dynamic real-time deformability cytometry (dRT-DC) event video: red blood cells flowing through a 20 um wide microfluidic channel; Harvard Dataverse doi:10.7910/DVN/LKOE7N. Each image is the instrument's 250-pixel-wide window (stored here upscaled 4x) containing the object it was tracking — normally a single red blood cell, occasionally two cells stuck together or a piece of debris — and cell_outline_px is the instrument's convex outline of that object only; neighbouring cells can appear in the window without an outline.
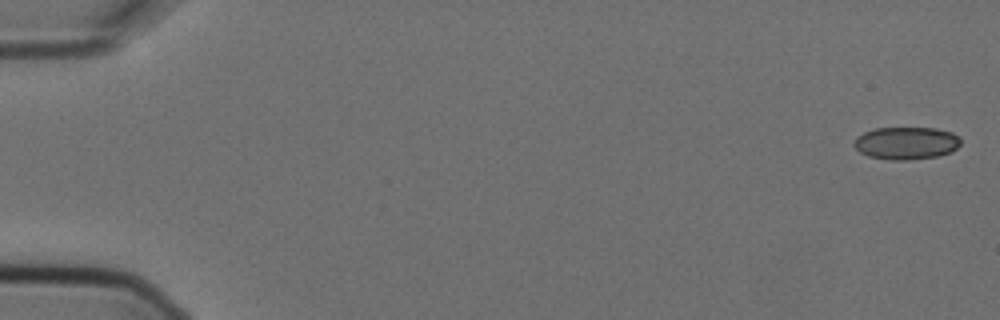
{"species": "Egyptian fruit bat (a non-hibernating species)", "species_latin": "Rousettus aegyptiacus", "temperature_condition": "cold", "stored_images_in_passage": 6, "camera_frame_rate_fps": 3000, "um_per_image_px": 0.085, "animal": {"sex": "female"}, "frame": {"image": 1, "passage_image": 1, "time_ms": 0.0, "image_size_px": [1000, 320], "cell_outline_px": [[960, 144], [952, 152], [936, 156], [908, 160], [892, 160], [868, 156], [860, 152], [852, 144], [856, 136], [872, 128], [936, 128], [952, 132], [960, 136]], "centroid_in_image_um": [77.02, 12.15], "position_along_channel_um": 8.0, "area_um2": 20.4}}